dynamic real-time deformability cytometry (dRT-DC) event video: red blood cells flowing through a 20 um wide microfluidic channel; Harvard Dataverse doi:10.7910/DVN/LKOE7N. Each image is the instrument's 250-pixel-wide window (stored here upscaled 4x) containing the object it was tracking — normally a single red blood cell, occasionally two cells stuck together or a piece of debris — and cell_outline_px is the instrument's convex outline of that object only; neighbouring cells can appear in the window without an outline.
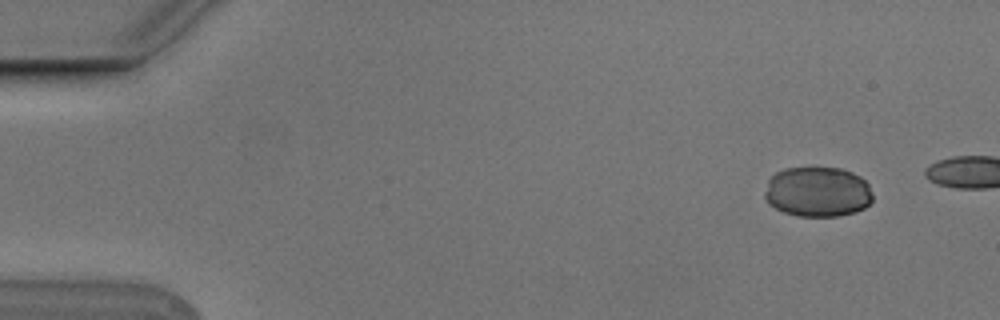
{"species": "Egyptian fruit bat (a non-hibernating species)", "species_latin": "Rousettus aegyptiacus", "temperature_condition": "cold", "stored_images_in_passage": 5, "camera_frame_rate_fps": 3000, "um_per_image_px": 0.085, "animal": {"sex": "male"}, "frame": {"image": 1, "passage_image": 2, "time_ms": 0.333, "image_size_px": [1000, 320], "cell_outline_px": [[872, 200], [864, 208], [856, 212], [836, 216], [800, 216], [784, 212], [768, 204], [764, 200], [764, 192], [768, 180], [776, 172], [784, 168], [840, 168], [852, 172], [860, 176], [868, 184], [872, 196]], "centroid_in_image_um": [69.47, 16.31], "position_along_channel_um": 15.5, "area_um2": 31.62}}